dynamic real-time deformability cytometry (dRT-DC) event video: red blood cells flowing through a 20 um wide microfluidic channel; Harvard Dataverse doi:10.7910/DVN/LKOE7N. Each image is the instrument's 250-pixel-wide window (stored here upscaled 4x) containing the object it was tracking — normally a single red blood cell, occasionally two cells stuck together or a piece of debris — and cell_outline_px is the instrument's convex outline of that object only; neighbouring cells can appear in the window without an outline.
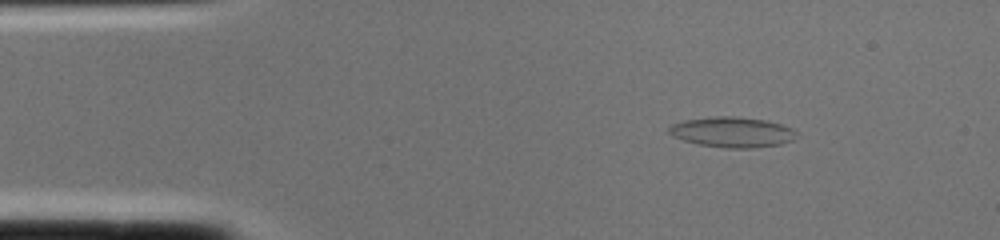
{"species": "common noctule bat (a hibernating species)", "species_latin": "Nyctalus noctula", "temperature_condition": "cold", "stored_images_in_passage": 1, "camera_frame_rate_fps": 3000, "um_per_image_px": 0.085, "animal": {"sex": "female", "body_mass_g": 22.0, "forearm_length_mm": 56.7}, "frame": {"image": 1, "passage_image": 1, "time_ms": 0.0, "image_size_px": [1000, 240], "cell_outline_px": [[800, 132], [792, 140], [780, 144], [752, 148], [724, 148], [696, 144], [672, 136], [668, 132], [668, 128], [672, 124], [684, 120], [712, 116], [732, 116], [768, 120], [792, 128]], "centroid_in_image_um": [62.24, 11.23], "position_along_channel_um": 22.8, "area_um2": 22.77}}